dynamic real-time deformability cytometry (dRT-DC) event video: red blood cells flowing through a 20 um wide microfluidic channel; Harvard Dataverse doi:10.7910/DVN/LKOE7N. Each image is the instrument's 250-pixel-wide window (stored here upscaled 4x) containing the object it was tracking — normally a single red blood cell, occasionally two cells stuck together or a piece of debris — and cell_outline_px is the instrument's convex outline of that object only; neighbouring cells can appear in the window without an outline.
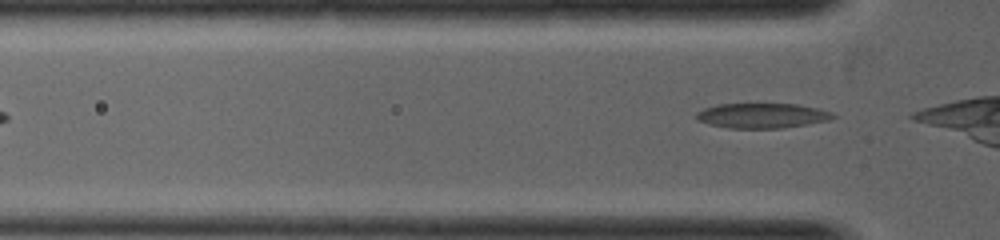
{"species": "common noctule bat (a hibernating species)", "species_latin": "Nyctalus noctula", "temperature_condition": "warm", "stored_images_in_passage": 3, "camera_frame_rate_fps": 5000, "um_per_image_px": 0.085, "animal": {"sex": "female", "body_mass_g": 19.0, "forearm_length_mm": 53.3}, "frame": {"image": 1, "passage_image": 3, "time_ms": 1.0, "image_size_px": [1000, 240], "cell_outline_px": [[836, 116], [828, 120], [784, 128], [728, 128], [708, 124], [696, 120], [696, 112], [704, 108], [716, 104], [796, 104], [816, 108], [832, 112]], "centroid_in_image_um": [64.72, 9.83], "position_along_channel_um": 61.1, "area_um2": 19.83}}